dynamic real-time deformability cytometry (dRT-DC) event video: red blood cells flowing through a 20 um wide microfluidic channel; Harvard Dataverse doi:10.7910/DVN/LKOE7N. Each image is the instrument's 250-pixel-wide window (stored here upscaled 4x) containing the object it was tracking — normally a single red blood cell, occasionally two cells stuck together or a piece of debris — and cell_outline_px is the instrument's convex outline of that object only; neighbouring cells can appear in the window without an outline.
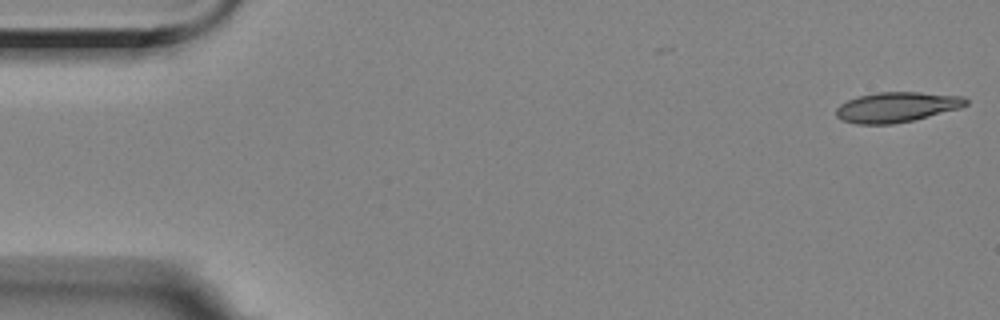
{"species": "Egyptian fruit bat (a non-hibernating species)", "species_latin": "Rousettus aegyptiacus", "temperature_condition": "room temperature", "stored_images_in_passage": 9, "camera_frame_rate_fps": 3000, "um_per_image_px": 0.085, "animal": {"sex": "female"}, "frame": {"image": 1, "passage_image": 1, "time_ms": 0.0, "image_size_px": [1000, 320], "cell_outline_px": [[968, 104], [960, 108], [912, 120], [892, 124], [856, 124], [844, 120], [836, 116], [836, 108], [840, 104], [848, 100], [860, 96], [876, 92], [920, 92], [964, 96], [968, 100]], "centroid_in_image_um": [76.23, 9.09], "position_along_channel_um": 8.8, "area_um2": 22.66}}